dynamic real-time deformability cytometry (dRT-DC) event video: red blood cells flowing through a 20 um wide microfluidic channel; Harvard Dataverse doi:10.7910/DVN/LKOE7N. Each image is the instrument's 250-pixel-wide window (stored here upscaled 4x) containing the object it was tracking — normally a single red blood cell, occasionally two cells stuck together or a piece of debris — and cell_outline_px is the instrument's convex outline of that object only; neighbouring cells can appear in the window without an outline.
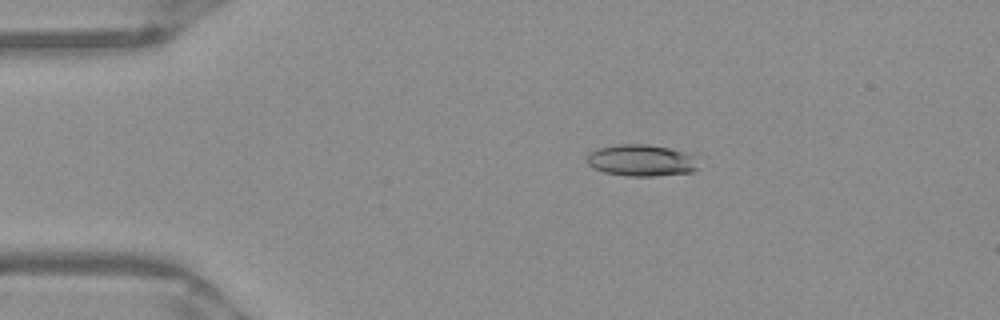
{"species": "Egyptian fruit bat (a non-hibernating species)", "species_latin": "Rousettus aegyptiacus", "temperature_condition": "warm", "stored_images_in_passage": 43, "camera_frame_rate_fps": 3000, "um_per_image_px": 0.085, "frame": {"image": 1, "passage_image": 1, "time_ms": 0.0, "image_size_px": [1000, 320], "cell_outline_px": [[704, 156], [696, 168], [692, 172], [656, 176], [624, 176], [604, 172], [592, 168], [588, 164], [588, 156], [596, 148], [620, 144], [648, 144], [668, 148]], "centroid_in_image_um": [54.62, 13.63], "position_along_channel_um": 30.4, "area_um2": 21.04}}
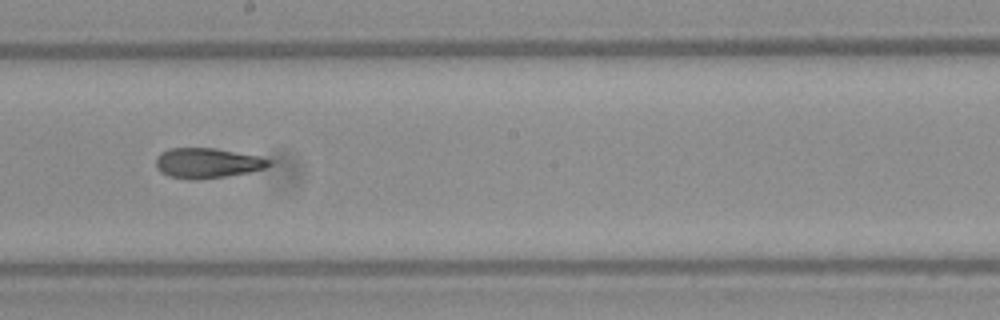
{"frame": {"image": 2, "passage_image": 20, "time_ms": 6.333, "image_size_px": [1000, 320], "cell_outline_px": [[272, 164], [264, 168], [248, 172], [224, 176], [196, 180], [192, 180], [168, 176], [160, 172], [156, 168], [156, 160], [160, 152], [172, 148], [216, 148], [260, 156], [272, 160]], "centroid_in_image_um": [17.62, 13.85], "position_along_channel_um": 230.6, "area_um2": 19.88}}
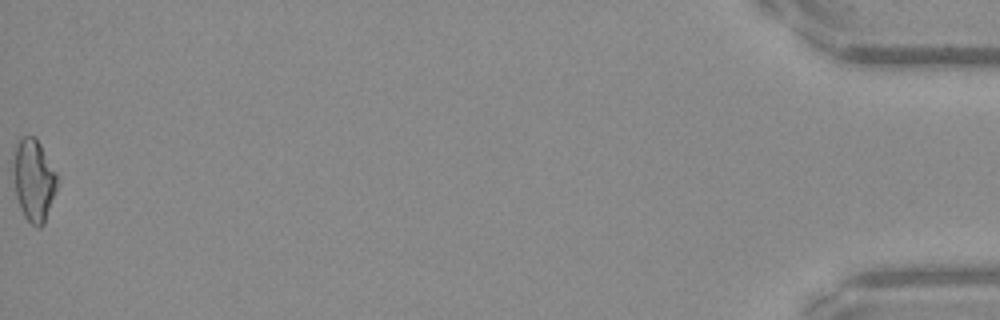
{"frame": {"image": 3, "passage_image": 43, "time_ms": 14.0, "image_size_px": [1000, 320], "cell_outline_px": [[60, 180], [44, 224], [40, 228], [36, 228], [24, 216], [20, 208], [16, 196], [12, 172], [12, 160], [16, 140], [24, 136], [36, 136], [56, 172]], "centroid_in_image_um": [2.86, 15.28], "position_along_channel_um": 432.3, "area_um2": 21.56}, "authors_computed_cell_mechanics": {"area_um2": 20.0566, "velocity_mm_per_s": 3.957, "shape_relaxation_time_tau1_ms": null, "shape_relaxation_time_tau2_ms": 3.39, "deformation_change_tau1": null, "deformation_change_tau2": 0.1316}}